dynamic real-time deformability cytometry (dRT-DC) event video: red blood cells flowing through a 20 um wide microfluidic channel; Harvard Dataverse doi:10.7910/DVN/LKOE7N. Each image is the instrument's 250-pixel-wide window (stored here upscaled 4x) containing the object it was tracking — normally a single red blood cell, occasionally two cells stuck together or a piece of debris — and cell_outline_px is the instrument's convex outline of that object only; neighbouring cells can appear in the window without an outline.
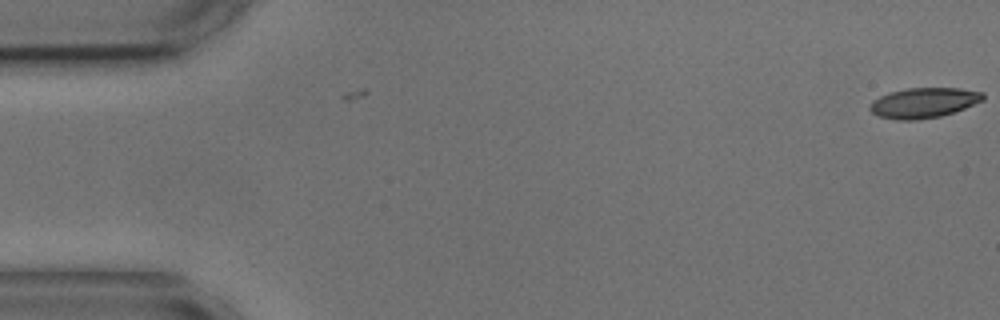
{"species": "common noctule bat (a hibernating species)", "species_latin": "Nyctalus noctula", "temperature_condition": "cold", "stored_images_in_passage": 5, "camera_frame_rate_fps": 3000, "um_per_image_px": 0.085, "animal": {"sex": "male", "body_mass_g": 17.9, "forearm_length_mm": 54.2}, "frame": {"image": 1, "passage_image": 5, "time_ms": 1.333, "image_size_px": [1000, 320], "cell_outline_px": [[984, 100], [964, 108], [940, 116], [916, 120], [896, 120], [880, 116], [872, 112], [868, 108], [872, 100], [888, 92], [908, 88], [960, 88], [984, 92]], "centroid_in_image_um": [78.5, 8.73], "position_along_channel_um": 6.5, "area_um2": 19.88}}